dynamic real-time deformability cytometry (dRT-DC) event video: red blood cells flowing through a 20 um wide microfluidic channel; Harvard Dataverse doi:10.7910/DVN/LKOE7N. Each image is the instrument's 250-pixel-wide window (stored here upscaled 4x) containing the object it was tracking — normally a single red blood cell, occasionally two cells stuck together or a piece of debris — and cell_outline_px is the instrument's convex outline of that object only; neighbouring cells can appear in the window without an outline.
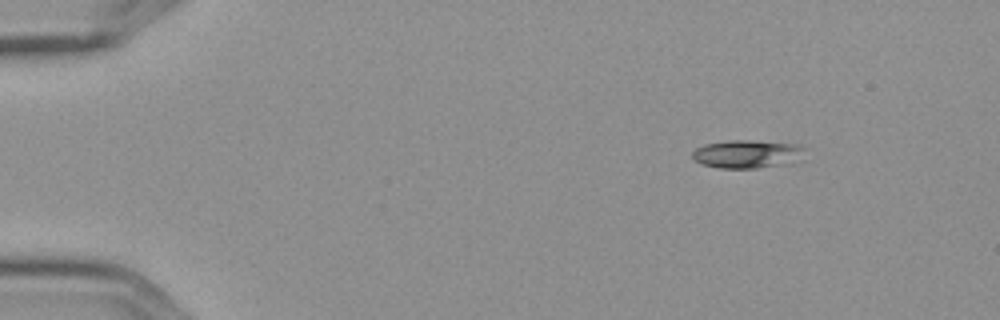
{"species": "Egyptian fruit bat (a non-hibernating species)", "species_latin": "Rousettus aegyptiacus", "temperature_condition": "cold", "stored_images_in_passage": 4, "camera_frame_rate_fps": 3000, "um_per_image_px": 0.085, "frame": {"image": 1, "passage_image": 1, "time_ms": 0.0, "image_size_px": [1000, 320], "cell_outline_px": [[804, 148], [792, 164], [756, 168], [720, 168], [700, 164], [692, 156], [692, 152], [696, 148], [704, 144], [728, 140], [748, 140], [800, 144]], "centroid_in_image_um": [63.47, 13.09], "position_along_channel_um": 21.5, "area_um2": 18.44}}
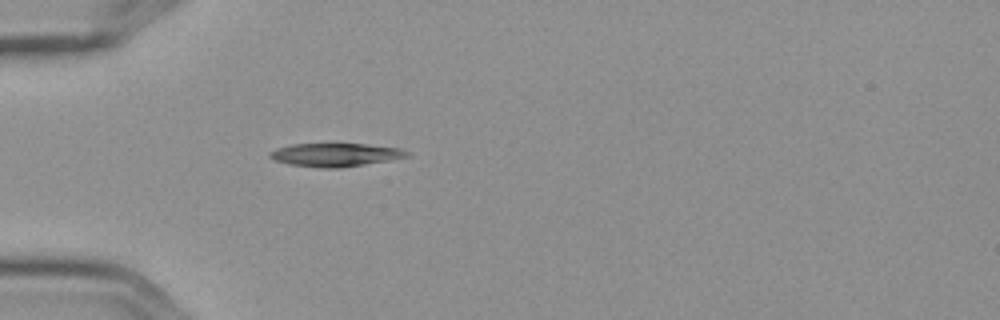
{"frame": {"image": 2, "passage_image": 4, "time_ms": 1.0, "image_size_px": [1000, 320], "cell_outline_px": [[412, 152], [408, 156], [388, 160], [340, 168], [320, 168], [288, 164], [276, 160], [268, 156], [268, 152], [276, 148], [292, 144], [368, 144], [400, 148]], "centroid_in_image_um": [28.5, 13.15], "position_along_channel_um": 56.5, "area_um2": 18.61}}